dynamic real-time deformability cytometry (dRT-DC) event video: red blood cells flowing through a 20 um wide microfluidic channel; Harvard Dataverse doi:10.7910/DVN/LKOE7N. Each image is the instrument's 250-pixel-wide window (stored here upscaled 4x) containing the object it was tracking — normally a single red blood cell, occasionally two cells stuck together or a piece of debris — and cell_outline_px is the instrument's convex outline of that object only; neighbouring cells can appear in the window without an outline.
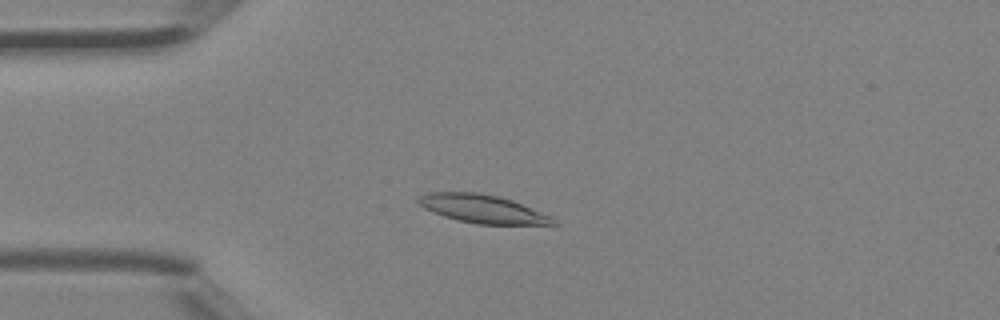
{"species": "Egyptian fruit bat (a non-hibernating species)", "species_latin": "Rousettus aegyptiacus", "temperature_condition": "room temperature", "stored_images_in_passage": 44, "camera_frame_rate_fps": 3000, "um_per_image_px": 0.085, "animal": {"sex": "female"}, "frame": {"image": 1, "passage_image": 10, "time_ms": 3.0, "image_size_px": [1000, 320], "cell_outline_px": [[560, 224], [476, 224], [444, 216], [432, 212], [424, 208], [416, 200], [416, 196], [428, 192], [480, 192], [512, 200], [552, 216]], "centroid_in_image_um": [40.99, 17.74], "position_along_channel_um": 44.0, "area_um2": 22.2}}
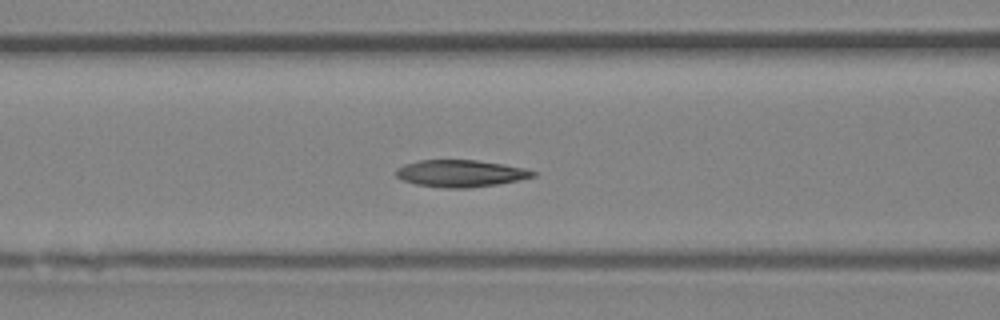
{"frame": {"image": 2, "passage_image": 17, "time_ms": 5.333, "image_size_px": [1000, 320], "cell_outline_px": [[536, 176], [496, 184], [468, 188], [444, 188], [416, 184], [404, 180], [396, 176], [396, 168], [404, 164], [420, 160], [476, 160], [504, 164], [524, 168], [536, 172]], "centroid_in_image_um": [39.13, 14.73], "position_along_channel_um": 127.5, "area_um2": 21.39}}
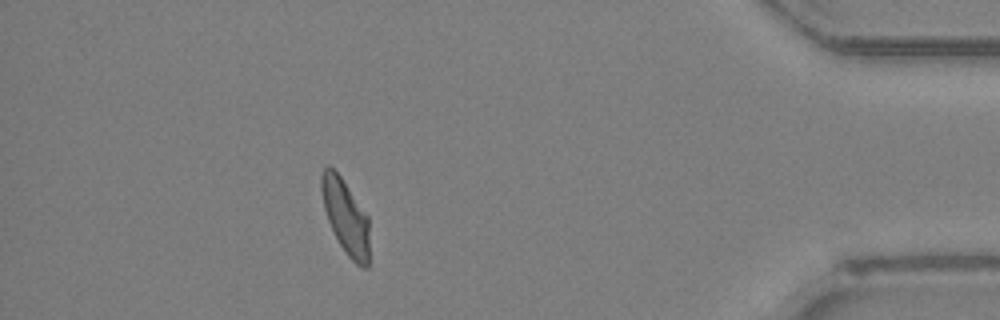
{"frame": {"image": 3, "passage_image": 39, "time_ms": 12.667, "image_size_px": [1000, 320], "cell_outline_px": [[368, 268], [364, 268], [356, 264], [348, 256], [340, 244], [328, 220], [324, 208], [320, 188], [320, 172], [328, 164], [340, 176], [368, 216]], "centroid_in_image_um": [29.35, 18.39], "position_along_channel_um": 405.8, "area_um2": 20.52}, "authors_computed_cell_mechanics": {"area_um2": 21.2415, "velocity_mm_per_s": 4.4851, "shape_relaxation_time_tau1_ms": 2.7206, "shape_relaxation_time_tau2_ms": 1.4725, "deformation_change_tau1": 0.1303, "deformation_change_tau2": 0.0677}}